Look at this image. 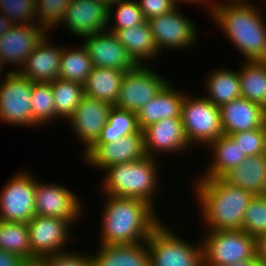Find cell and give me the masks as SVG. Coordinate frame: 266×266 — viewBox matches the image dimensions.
<instances>
[{
    "label": "cell",
    "instance_id": "6da1fadb",
    "mask_svg": "<svg viewBox=\"0 0 266 266\" xmlns=\"http://www.w3.org/2000/svg\"><path fill=\"white\" fill-rule=\"evenodd\" d=\"M213 1L208 2V14L242 53L244 61H266V21L260 12L262 8L251 0Z\"/></svg>",
    "mask_w": 266,
    "mask_h": 266
},
{
    "label": "cell",
    "instance_id": "7a4b0ae2",
    "mask_svg": "<svg viewBox=\"0 0 266 266\" xmlns=\"http://www.w3.org/2000/svg\"><path fill=\"white\" fill-rule=\"evenodd\" d=\"M101 210L100 242L125 245L146 242L153 229L163 220L147 202L127 197L104 195Z\"/></svg>",
    "mask_w": 266,
    "mask_h": 266
},
{
    "label": "cell",
    "instance_id": "3957f363",
    "mask_svg": "<svg viewBox=\"0 0 266 266\" xmlns=\"http://www.w3.org/2000/svg\"><path fill=\"white\" fill-rule=\"evenodd\" d=\"M194 195L204 230H241L245 211L254 197L223 178L195 179Z\"/></svg>",
    "mask_w": 266,
    "mask_h": 266
},
{
    "label": "cell",
    "instance_id": "277c9868",
    "mask_svg": "<svg viewBox=\"0 0 266 266\" xmlns=\"http://www.w3.org/2000/svg\"><path fill=\"white\" fill-rule=\"evenodd\" d=\"M156 161V158L146 156L105 169L100 183L103 195L140 199L155 209V197L160 190L157 188L160 161Z\"/></svg>",
    "mask_w": 266,
    "mask_h": 266
},
{
    "label": "cell",
    "instance_id": "5b68a950",
    "mask_svg": "<svg viewBox=\"0 0 266 266\" xmlns=\"http://www.w3.org/2000/svg\"><path fill=\"white\" fill-rule=\"evenodd\" d=\"M168 227L161 221L146 241L149 266H204L202 242L182 239Z\"/></svg>",
    "mask_w": 266,
    "mask_h": 266
},
{
    "label": "cell",
    "instance_id": "8992f818",
    "mask_svg": "<svg viewBox=\"0 0 266 266\" xmlns=\"http://www.w3.org/2000/svg\"><path fill=\"white\" fill-rule=\"evenodd\" d=\"M186 93L182 103V124L191 147L205 148L224 134L220 108L203 96ZM195 145V146H194Z\"/></svg>",
    "mask_w": 266,
    "mask_h": 266
},
{
    "label": "cell",
    "instance_id": "52a82bcc",
    "mask_svg": "<svg viewBox=\"0 0 266 266\" xmlns=\"http://www.w3.org/2000/svg\"><path fill=\"white\" fill-rule=\"evenodd\" d=\"M204 266H224L256 256L255 237L244 230H205ZM208 232V233H207Z\"/></svg>",
    "mask_w": 266,
    "mask_h": 266
},
{
    "label": "cell",
    "instance_id": "ba28073f",
    "mask_svg": "<svg viewBox=\"0 0 266 266\" xmlns=\"http://www.w3.org/2000/svg\"><path fill=\"white\" fill-rule=\"evenodd\" d=\"M0 81V123L34 128L32 82L19 72L8 70Z\"/></svg>",
    "mask_w": 266,
    "mask_h": 266
},
{
    "label": "cell",
    "instance_id": "9c48e42d",
    "mask_svg": "<svg viewBox=\"0 0 266 266\" xmlns=\"http://www.w3.org/2000/svg\"><path fill=\"white\" fill-rule=\"evenodd\" d=\"M35 191L36 176L30 171L10 177L0 190V220L28 223L35 216Z\"/></svg>",
    "mask_w": 266,
    "mask_h": 266
},
{
    "label": "cell",
    "instance_id": "30bf717a",
    "mask_svg": "<svg viewBox=\"0 0 266 266\" xmlns=\"http://www.w3.org/2000/svg\"><path fill=\"white\" fill-rule=\"evenodd\" d=\"M152 69L144 63L125 72L116 107L137 113L143 105L159 94L169 80Z\"/></svg>",
    "mask_w": 266,
    "mask_h": 266
},
{
    "label": "cell",
    "instance_id": "8fae6325",
    "mask_svg": "<svg viewBox=\"0 0 266 266\" xmlns=\"http://www.w3.org/2000/svg\"><path fill=\"white\" fill-rule=\"evenodd\" d=\"M176 7L171 12L147 20L159 53L162 50H186L198 42L196 24Z\"/></svg>",
    "mask_w": 266,
    "mask_h": 266
},
{
    "label": "cell",
    "instance_id": "7c38bea8",
    "mask_svg": "<svg viewBox=\"0 0 266 266\" xmlns=\"http://www.w3.org/2000/svg\"><path fill=\"white\" fill-rule=\"evenodd\" d=\"M79 198L62 184L36 179L35 215L64 219L73 225L81 219L85 212L83 208H86Z\"/></svg>",
    "mask_w": 266,
    "mask_h": 266
},
{
    "label": "cell",
    "instance_id": "4fadbf2b",
    "mask_svg": "<svg viewBox=\"0 0 266 266\" xmlns=\"http://www.w3.org/2000/svg\"><path fill=\"white\" fill-rule=\"evenodd\" d=\"M27 224L30 247L34 258H44L68 251L67 242L73 238L70 230L74 226L69 221L35 215Z\"/></svg>",
    "mask_w": 266,
    "mask_h": 266
},
{
    "label": "cell",
    "instance_id": "5bb4252c",
    "mask_svg": "<svg viewBox=\"0 0 266 266\" xmlns=\"http://www.w3.org/2000/svg\"><path fill=\"white\" fill-rule=\"evenodd\" d=\"M144 149V134L139 130L129 136L111 143H94L82 154L83 161L89 163L91 168L104 172L110 166L135 162L146 157Z\"/></svg>",
    "mask_w": 266,
    "mask_h": 266
},
{
    "label": "cell",
    "instance_id": "9a60e30c",
    "mask_svg": "<svg viewBox=\"0 0 266 266\" xmlns=\"http://www.w3.org/2000/svg\"><path fill=\"white\" fill-rule=\"evenodd\" d=\"M50 31L39 24H17L0 37V65L5 68L8 64L17 66L18 72L26 62L27 57ZM10 64V65H9ZM16 69V70H15Z\"/></svg>",
    "mask_w": 266,
    "mask_h": 266
},
{
    "label": "cell",
    "instance_id": "2e32d148",
    "mask_svg": "<svg viewBox=\"0 0 266 266\" xmlns=\"http://www.w3.org/2000/svg\"><path fill=\"white\" fill-rule=\"evenodd\" d=\"M112 107L109 103L84 95L68 119L71 129L74 131L73 135L76 134L78 141L83 144L82 154L98 140L102 129L108 122Z\"/></svg>",
    "mask_w": 266,
    "mask_h": 266
},
{
    "label": "cell",
    "instance_id": "e0dca14e",
    "mask_svg": "<svg viewBox=\"0 0 266 266\" xmlns=\"http://www.w3.org/2000/svg\"><path fill=\"white\" fill-rule=\"evenodd\" d=\"M109 7L101 0H72L61 25L66 31L84 39L107 30Z\"/></svg>",
    "mask_w": 266,
    "mask_h": 266
},
{
    "label": "cell",
    "instance_id": "ac0fdd59",
    "mask_svg": "<svg viewBox=\"0 0 266 266\" xmlns=\"http://www.w3.org/2000/svg\"><path fill=\"white\" fill-rule=\"evenodd\" d=\"M143 134L144 149L149 157L158 158L156 155L161 152L176 155L191 149L184 132L182 118L162 119L145 128Z\"/></svg>",
    "mask_w": 266,
    "mask_h": 266
},
{
    "label": "cell",
    "instance_id": "d6986e66",
    "mask_svg": "<svg viewBox=\"0 0 266 266\" xmlns=\"http://www.w3.org/2000/svg\"><path fill=\"white\" fill-rule=\"evenodd\" d=\"M83 45L94 67L126 72L137 65L119 43L116 35L108 30L85 37Z\"/></svg>",
    "mask_w": 266,
    "mask_h": 266
},
{
    "label": "cell",
    "instance_id": "ffe728a7",
    "mask_svg": "<svg viewBox=\"0 0 266 266\" xmlns=\"http://www.w3.org/2000/svg\"><path fill=\"white\" fill-rule=\"evenodd\" d=\"M49 39L47 34L18 71L33 83H50L59 78L63 46L53 45Z\"/></svg>",
    "mask_w": 266,
    "mask_h": 266
},
{
    "label": "cell",
    "instance_id": "44dd1931",
    "mask_svg": "<svg viewBox=\"0 0 266 266\" xmlns=\"http://www.w3.org/2000/svg\"><path fill=\"white\" fill-rule=\"evenodd\" d=\"M220 118L224 134L230 135L264 127L266 125V109L240 97L220 107Z\"/></svg>",
    "mask_w": 266,
    "mask_h": 266
},
{
    "label": "cell",
    "instance_id": "7402d4cb",
    "mask_svg": "<svg viewBox=\"0 0 266 266\" xmlns=\"http://www.w3.org/2000/svg\"><path fill=\"white\" fill-rule=\"evenodd\" d=\"M173 84L169 81L159 94L137 111V120L141 131L162 119L181 118L185 92L180 91Z\"/></svg>",
    "mask_w": 266,
    "mask_h": 266
},
{
    "label": "cell",
    "instance_id": "603a6c76",
    "mask_svg": "<svg viewBox=\"0 0 266 266\" xmlns=\"http://www.w3.org/2000/svg\"><path fill=\"white\" fill-rule=\"evenodd\" d=\"M227 183L250 192L253 196L266 195V154L247 156L238 166L222 177Z\"/></svg>",
    "mask_w": 266,
    "mask_h": 266
},
{
    "label": "cell",
    "instance_id": "cb8c5ba5",
    "mask_svg": "<svg viewBox=\"0 0 266 266\" xmlns=\"http://www.w3.org/2000/svg\"><path fill=\"white\" fill-rule=\"evenodd\" d=\"M212 156L204 173L196 179L222 178L235 166L240 165L247 157L242 153L235 141L226 134H222L208 145ZM202 176V177H201Z\"/></svg>",
    "mask_w": 266,
    "mask_h": 266
},
{
    "label": "cell",
    "instance_id": "d4e9b609",
    "mask_svg": "<svg viewBox=\"0 0 266 266\" xmlns=\"http://www.w3.org/2000/svg\"><path fill=\"white\" fill-rule=\"evenodd\" d=\"M94 266H149L146 242L125 245H98L91 255Z\"/></svg>",
    "mask_w": 266,
    "mask_h": 266
},
{
    "label": "cell",
    "instance_id": "484cf974",
    "mask_svg": "<svg viewBox=\"0 0 266 266\" xmlns=\"http://www.w3.org/2000/svg\"><path fill=\"white\" fill-rule=\"evenodd\" d=\"M114 34L137 65L157 59L159 51L147 21L132 28L117 30Z\"/></svg>",
    "mask_w": 266,
    "mask_h": 266
},
{
    "label": "cell",
    "instance_id": "4316f807",
    "mask_svg": "<svg viewBox=\"0 0 266 266\" xmlns=\"http://www.w3.org/2000/svg\"><path fill=\"white\" fill-rule=\"evenodd\" d=\"M208 74L204 81L207 90L204 97L211 103L220 108L233 99L242 97L238 70L219 67Z\"/></svg>",
    "mask_w": 266,
    "mask_h": 266
},
{
    "label": "cell",
    "instance_id": "83f0119b",
    "mask_svg": "<svg viewBox=\"0 0 266 266\" xmlns=\"http://www.w3.org/2000/svg\"><path fill=\"white\" fill-rule=\"evenodd\" d=\"M125 72L110 68L93 67L83 84L84 93L112 106L116 105Z\"/></svg>",
    "mask_w": 266,
    "mask_h": 266
},
{
    "label": "cell",
    "instance_id": "f1b7e54d",
    "mask_svg": "<svg viewBox=\"0 0 266 266\" xmlns=\"http://www.w3.org/2000/svg\"><path fill=\"white\" fill-rule=\"evenodd\" d=\"M239 68L241 95L266 109V61H242Z\"/></svg>",
    "mask_w": 266,
    "mask_h": 266
},
{
    "label": "cell",
    "instance_id": "f546056e",
    "mask_svg": "<svg viewBox=\"0 0 266 266\" xmlns=\"http://www.w3.org/2000/svg\"><path fill=\"white\" fill-rule=\"evenodd\" d=\"M73 48V49H72ZM92 60L83 43L75 48L63 47L60 60L59 79L84 84L93 69Z\"/></svg>",
    "mask_w": 266,
    "mask_h": 266
},
{
    "label": "cell",
    "instance_id": "4dcf8cb0",
    "mask_svg": "<svg viewBox=\"0 0 266 266\" xmlns=\"http://www.w3.org/2000/svg\"><path fill=\"white\" fill-rule=\"evenodd\" d=\"M0 249L18 255L24 260L35 259L30 247L28 224L0 220Z\"/></svg>",
    "mask_w": 266,
    "mask_h": 266
},
{
    "label": "cell",
    "instance_id": "1f68e13d",
    "mask_svg": "<svg viewBox=\"0 0 266 266\" xmlns=\"http://www.w3.org/2000/svg\"><path fill=\"white\" fill-rule=\"evenodd\" d=\"M140 130L137 113L113 106L108 116V122L102 129L95 143H111L132 135Z\"/></svg>",
    "mask_w": 266,
    "mask_h": 266
},
{
    "label": "cell",
    "instance_id": "d6a6232c",
    "mask_svg": "<svg viewBox=\"0 0 266 266\" xmlns=\"http://www.w3.org/2000/svg\"><path fill=\"white\" fill-rule=\"evenodd\" d=\"M54 97L56 116L68 120L83 99V84L74 81L56 79L50 82Z\"/></svg>",
    "mask_w": 266,
    "mask_h": 266
},
{
    "label": "cell",
    "instance_id": "836d02e7",
    "mask_svg": "<svg viewBox=\"0 0 266 266\" xmlns=\"http://www.w3.org/2000/svg\"><path fill=\"white\" fill-rule=\"evenodd\" d=\"M32 118L34 127H42L48 122L60 119L56 116L54 97L50 83H33L31 95Z\"/></svg>",
    "mask_w": 266,
    "mask_h": 266
},
{
    "label": "cell",
    "instance_id": "e575fe53",
    "mask_svg": "<svg viewBox=\"0 0 266 266\" xmlns=\"http://www.w3.org/2000/svg\"><path fill=\"white\" fill-rule=\"evenodd\" d=\"M108 18L109 24H113L111 26L108 25L109 28H107V30L112 33H115L117 30L135 27L147 21L139 8L137 0H125L111 5L109 7ZM112 20L114 22H112Z\"/></svg>",
    "mask_w": 266,
    "mask_h": 266
},
{
    "label": "cell",
    "instance_id": "d590c367",
    "mask_svg": "<svg viewBox=\"0 0 266 266\" xmlns=\"http://www.w3.org/2000/svg\"><path fill=\"white\" fill-rule=\"evenodd\" d=\"M71 1L72 0H36L37 24L44 27L47 31H53V29L59 27V24L62 23L65 18L66 11Z\"/></svg>",
    "mask_w": 266,
    "mask_h": 266
},
{
    "label": "cell",
    "instance_id": "8d00e7d4",
    "mask_svg": "<svg viewBox=\"0 0 266 266\" xmlns=\"http://www.w3.org/2000/svg\"><path fill=\"white\" fill-rule=\"evenodd\" d=\"M36 0H0V13L13 24L36 25Z\"/></svg>",
    "mask_w": 266,
    "mask_h": 266
},
{
    "label": "cell",
    "instance_id": "74e56055",
    "mask_svg": "<svg viewBox=\"0 0 266 266\" xmlns=\"http://www.w3.org/2000/svg\"><path fill=\"white\" fill-rule=\"evenodd\" d=\"M242 230L257 237L266 233V195L254 196L245 211Z\"/></svg>",
    "mask_w": 266,
    "mask_h": 266
},
{
    "label": "cell",
    "instance_id": "f35d334b",
    "mask_svg": "<svg viewBox=\"0 0 266 266\" xmlns=\"http://www.w3.org/2000/svg\"><path fill=\"white\" fill-rule=\"evenodd\" d=\"M246 156L266 154V125L229 135Z\"/></svg>",
    "mask_w": 266,
    "mask_h": 266
},
{
    "label": "cell",
    "instance_id": "ab89813d",
    "mask_svg": "<svg viewBox=\"0 0 266 266\" xmlns=\"http://www.w3.org/2000/svg\"><path fill=\"white\" fill-rule=\"evenodd\" d=\"M71 250L44 257L48 266H94L91 254Z\"/></svg>",
    "mask_w": 266,
    "mask_h": 266
},
{
    "label": "cell",
    "instance_id": "60d3db41",
    "mask_svg": "<svg viewBox=\"0 0 266 266\" xmlns=\"http://www.w3.org/2000/svg\"><path fill=\"white\" fill-rule=\"evenodd\" d=\"M137 3L146 20L167 14L179 6L173 0H137Z\"/></svg>",
    "mask_w": 266,
    "mask_h": 266
},
{
    "label": "cell",
    "instance_id": "b9f144b4",
    "mask_svg": "<svg viewBox=\"0 0 266 266\" xmlns=\"http://www.w3.org/2000/svg\"><path fill=\"white\" fill-rule=\"evenodd\" d=\"M23 261L18 255L0 249V266H21Z\"/></svg>",
    "mask_w": 266,
    "mask_h": 266
},
{
    "label": "cell",
    "instance_id": "7bdbcfd3",
    "mask_svg": "<svg viewBox=\"0 0 266 266\" xmlns=\"http://www.w3.org/2000/svg\"><path fill=\"white\" fill-rule=\"evenodd\" d=\"M256 257L266 266V233L255 238Z\"/></svg>",
    "mask_w": 266,
    "mask_h": 266
},
{
    "label": "cell",
    "instance_id": "ee69618b",
    "mask_svg": "<svg viewBox=\"0 0 266 266\" xmlns=\"http://www.w3.org/2000/svg\"><path fill=\"white\" fill-rule=\"evenodd\" d=\"M224 266H263L261 261L255 256L251 259H246L243 261H239L237 263H232Z\"/></svg>",
    "mask_w": 266,
    "mask_h": 266
},
{
    "label": "cell",
    "instance_id": "f6af8a7d",
    "mask_svg": "<svg viewBox=\"0 0 266 266\" xmlns=\"http://www.w3.org/2000/svg\"><path fill=\"white\" fill-rule=\"evenodd\" d=\"M12 25L13 24L4 16V14L0 13V37L5 34Z\"/></svg>",
    "mask_w": 266,
    "mask_h": 266
},
{
    "label": "cell",
    "instance_id": "bcb514c9",
    "mask_svg": "<svg viewBox=\"0 0 266 266\" xmlns=\"http://www.w3.org/2000/svg\"><path fill=\"white\" fill-rule=\"evenodd\" d=\"M21 266H48V264L44 258H35L24 260Z\"/></svg>",
    "mask_w": 266,
    "mask_h": 266
},
{
    "label": "cell",
    "instance_id": "7dc6e473",
    "mask_svg": "<svg viewBox=\"0 0 266 266\" xmlns=\"http://www.w3.org/2000/svg\"><path fill=\"white\" fill-rule=\"evenodd\" d=\"M176 4H178L179 5V3L181 4V3H187V4H196V5H200L201 3H202V5L204 6V5H208V2H209V0H173Z\"/></svg>",
    "mask_w": 266,
    "mask_h": 266
},
{
    "label": "cell",
    "instance_id": "c3c4849f",
    "mask_svg": "<svg viewBox=\"0 0 266 266\" xmlns=\"http://www.w3.org/2000/svg\"><path fill=\"white\" fill-rule=\"evenodd\" d=\"M106 6L110 7L111 5H114L116 3L125 1V0H101Z\"/></svg>",
    "mask_w": 266,
    "mask_h": 266
},
{
    "label": "cell",
    "instance_id": "681fc988",
    "mask_svg": "<svg viewBox=\"0 0 266 266\" xmlns=\"http://www.w3.org/2000/svg\"><path fill=\"white\" fill-rule=\"evenodd\" d=\"M4 70H3V68L1 67V65H0V75H2L4 72H3ZM0 80H1V78H0Z\"/></svg>",
    "mask_w": 266,
    "mask_h": 266
}]
</instances>
